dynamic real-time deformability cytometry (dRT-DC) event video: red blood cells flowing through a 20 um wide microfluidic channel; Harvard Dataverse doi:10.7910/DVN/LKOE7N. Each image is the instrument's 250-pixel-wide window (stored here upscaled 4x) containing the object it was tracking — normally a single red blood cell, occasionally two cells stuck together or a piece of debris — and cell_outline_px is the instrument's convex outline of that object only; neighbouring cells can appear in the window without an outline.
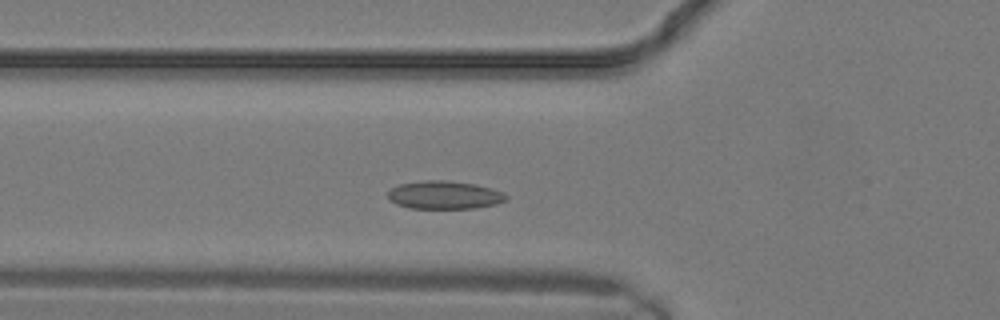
{"species": "common noctule bat (a hibernating species)", "species_latin": "Nyctalus noctula", "temperature_condition": "warm", "stored_images_in_passage": 8, "camera_frame_rate_fps": 3000, "um_per_image_px": 0.085, "animal": {"sex": "male", "body_mass_g": 19.2, "forearm_length_mm": 51.8}, "frame": {"image": 1, "passage_image": 6, "time_ms": 1.667, "image_size_px": [1000, 320], "cell_outline_px": [[508, 196], [504, 200], [496, 204], [476, 208], [408, 208], [396, 204], [388, 200], [388, 192], [392, 188], [400, 184], [424, 180], [444, 180], [472, 184], [504, 192]], "centroid_in_image_um": [37.73, 16.58], "position_along_channel_um": 88.1, "area_um2": 19.19}}
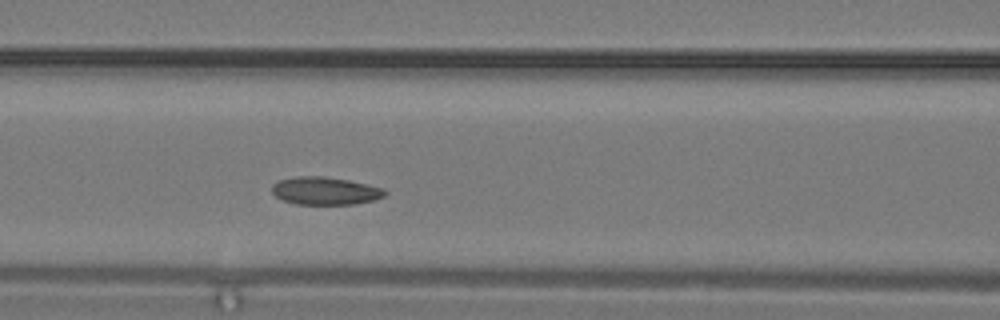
{"frame": {"image": 2, "passage_image": 8, "time_ms": 2.333, "image_size_px": [1000, 320], "cell_outline_px": [[388, 192], [384, 196], [372, 200], [356, 204], [296, 204], [284, 200], [276, 196], [272, 192], [272, 184], [280, 180], [296, 176], [324, 176], [348, 180], [384, 188]], "centroid_in_image_um": [27.64, 16.22], "position_along_channel_um": 139.0, "area_um2": 18.21}}